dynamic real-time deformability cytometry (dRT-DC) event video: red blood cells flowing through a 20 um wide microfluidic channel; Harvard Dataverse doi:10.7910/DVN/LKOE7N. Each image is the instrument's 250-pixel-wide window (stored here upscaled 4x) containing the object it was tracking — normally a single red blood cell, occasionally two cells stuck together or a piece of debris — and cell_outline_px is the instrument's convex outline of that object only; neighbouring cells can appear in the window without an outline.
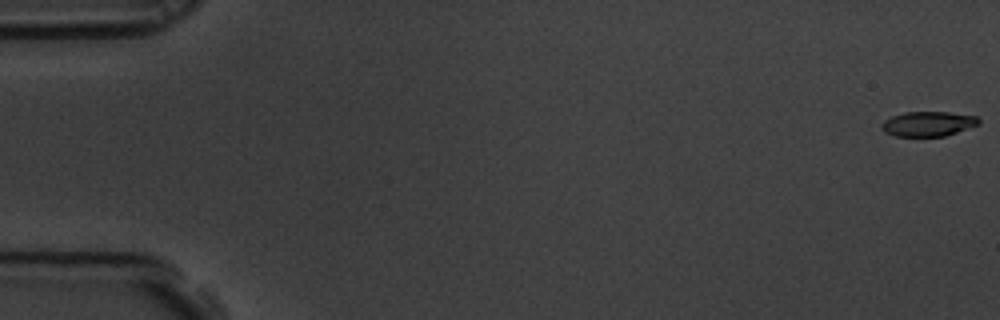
{"species": "common noctule bat (a hibernating species)", "species_latin": "Nyctalus noctula", "temperature_condition": "room temperature", "stored_images_in_passage": 60, "camera_frame_rate_fps": 3000, "um_per_image_px": 0.085, "animal": {"sex": "male", "body_mass_g": 19.5, "forearm_length_mm": 54.6}, "frame": {"image": 1, "passage_image": 1, "time_ms": 0.0, "image_size_px": [1000, 320], "cell_outline_px": [[980, 124], [944, 136], [896, 136], [884, 132], [880, 124], [884, 120], [892, 116], [904, 112], [948, 112], [976, 116], [980, 120]], "centroid_in_image_um": [78.87, 10.52], "position_along_channel_um": 6.1, "area_um2": 13.99}}
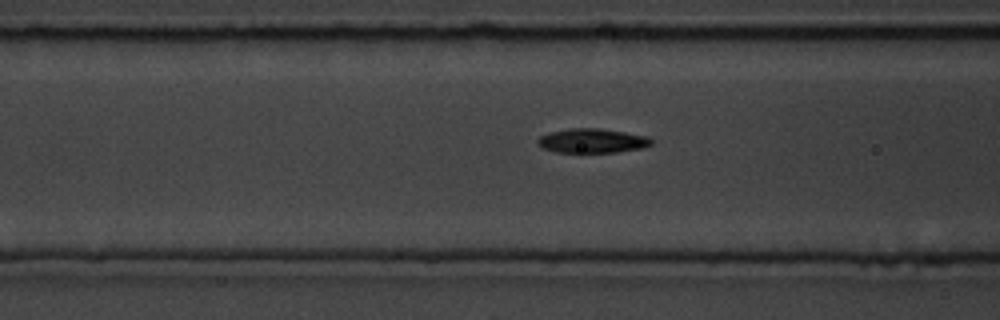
{"frame": {"image": 2, "passage_image": 24, "time_ms": 7.667, "image_size_px": [1000, 320], "cell_outline_px": [[652, 144], [644, 148], [616, 152], [580, 156], [556, 152], [544, 148], [536, 144], [536, 140], [540, 136], [548, 132], [572, 128], [600, 128], [648, 136], [652, 140]], "centroid_in_image_um": [50.29, 12.01], "position_along_channel_um": 116.3, "area_um2": 17.05}}
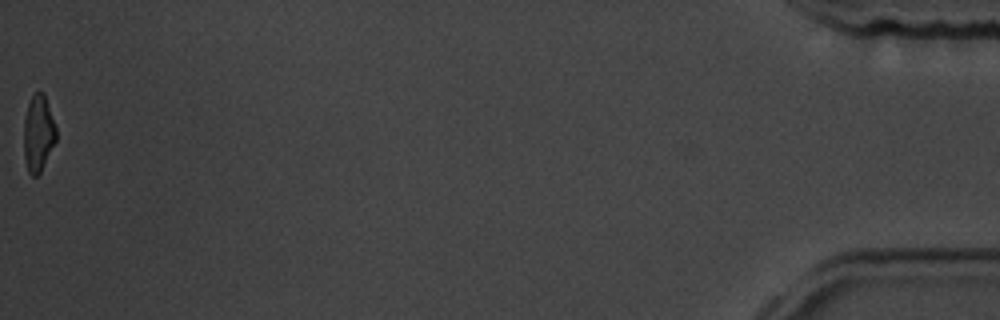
{"frame": {"image": 3, "passage_image": 60, "time_ms": 19.667, "image_size_px": [1000, 320], "cell_outline_px": [[56, 140], [40, 172], [36, 176], [32, 176], [28, 172], [24, 156], [24, 120], [28, 104], [32, 96], [36, 92], [44, 92], [56, 128]], "centroid_in_image_um": [3.25, 11.33], "position_along_channel_um": 432.0, "area_um2": 14.22}, "authors_computed_cell_mechanics": {"area_um2": 15.6927, "velocity_mm_per_s": 3.4683, "shape_relaxation_time_tau1_ms": 3.5493, "shape_relaxation_time_tau2_ms": 1.9249, "deformation_change_tau1": 0.1843, "deformation_change_tau2": 0.0925}}